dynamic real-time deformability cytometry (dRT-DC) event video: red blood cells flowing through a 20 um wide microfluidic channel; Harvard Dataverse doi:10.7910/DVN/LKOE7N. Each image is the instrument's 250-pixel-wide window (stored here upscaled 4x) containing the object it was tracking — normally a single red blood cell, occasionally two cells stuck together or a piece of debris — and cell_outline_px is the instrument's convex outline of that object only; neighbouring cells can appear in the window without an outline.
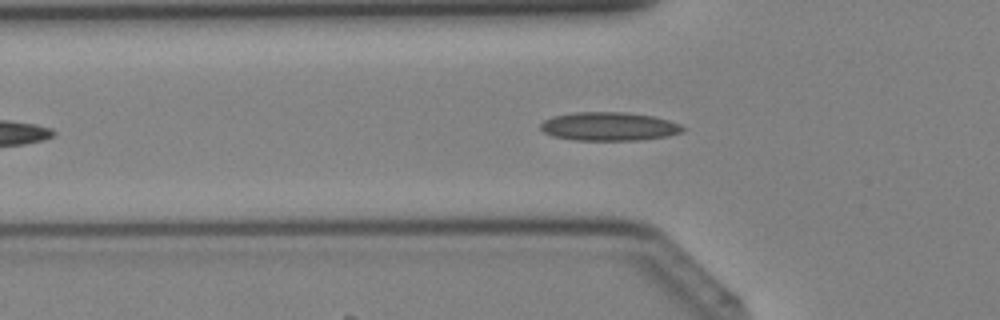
{"species": "Egyptian fruit bat (a non-hibernating species)", "species_latin": "Rousettus aegyptiacus", "temperature_condition": "cold", "stored_images_in_passage": 32, "camera_frame_rate_fps": 3000, "um_per_image_px": 0.085, "animal": {"sex": "female"}, "frame": {"image": 1, "passage_image": 8, "time_ms": 2.333, "image_size_px": [1000, 320], "cell_outline_px": [[684, 128], [680, 132], [668, 136], [640, 140], [576, 140], [552, 136], [544, 132], [540, 128], [540, 124], [544, 120], [552, 116], [572, 112], [628, 112], [652, 116], [668, 120], [680, 124]], "centroid_in_image_um": [51.73, 10.74], "position_along_channel_um": 74.1, "area_um2": 23.7}}
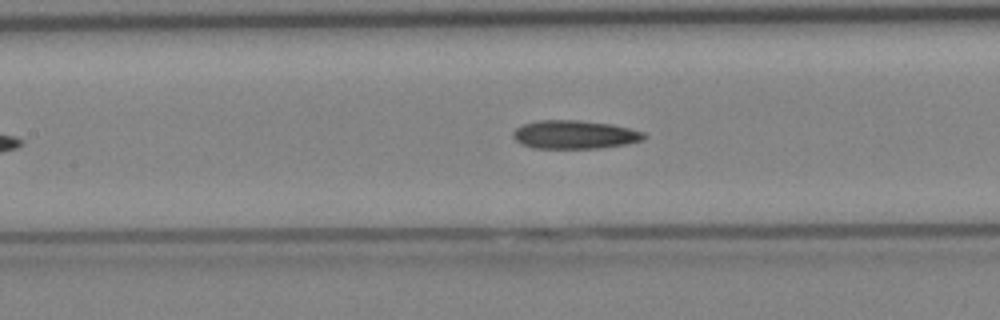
{"frame": {"image": 2, "passage_image": 13, "time_ms": 4.0, "image_size_px": [1000, 320], "cell_outline_px": [[648, 136], [644, 140], [628, 144], [600, 148], [532, 148], [520, 144], [512, 136], [512, 132], [516, 128], [524, 124], [540, 120], [580, 120], [612, 124], [644, 132]], "centroid_in_image_um": [48.86, 11.44], "position_along_channel_um": 158.5, "area_um2": 21.91}}
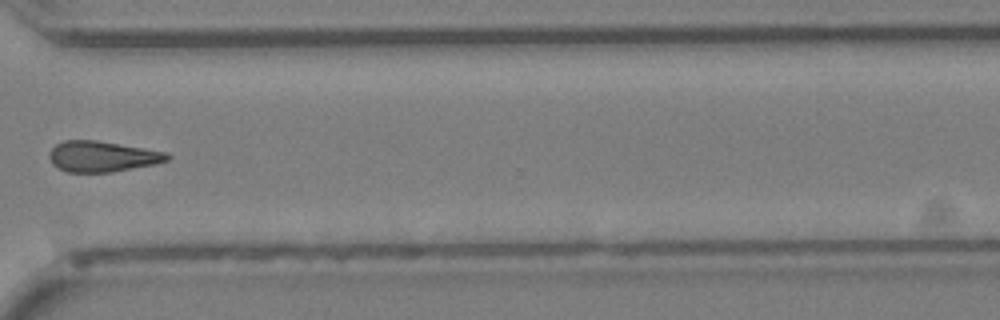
{"frame": {"image": 3, "passage_image": 25, "time_ms": 8.0, "image_size_px": [1000, 320], "cell_outline_px": [[172, 156], [168, 160], [156, 164], [112, 172], [68, 172], [52, 164], [48, 156], [48, 152], [56, 144], [64, 140], [96, 140], [168, 152]], "centroid_in_image_um": [8.7, 13.29], "position_along_channel_um": 361.9, "area_um2": 21.21}}